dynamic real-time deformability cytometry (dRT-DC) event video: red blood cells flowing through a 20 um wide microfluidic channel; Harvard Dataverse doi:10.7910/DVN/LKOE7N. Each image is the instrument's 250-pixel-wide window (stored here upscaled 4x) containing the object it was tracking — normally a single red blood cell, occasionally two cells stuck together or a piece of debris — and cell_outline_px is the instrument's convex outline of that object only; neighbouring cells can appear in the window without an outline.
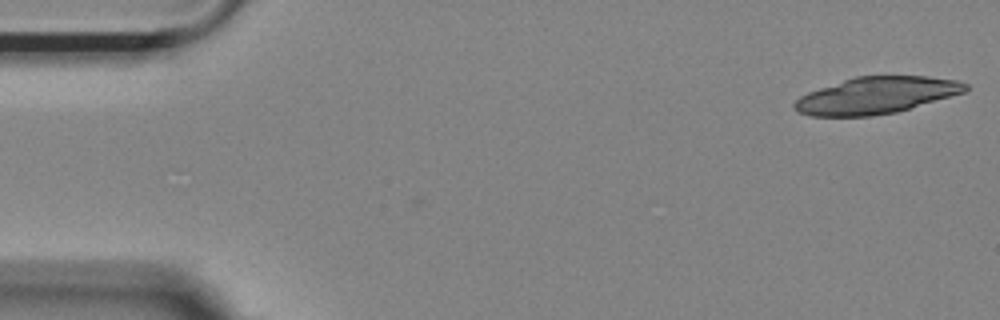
{"species": "Egyptian fruit bat (a non-hibernating species)", "species_latin": "Rousettus aegyptiacus", "temperature_condition": "room temperature", "stored_images_in_passage": 34, "camera_frame_rate_fps": 3000, "um_per_image_px": 0.085, "animal": {"sex": "female"}, "frame": {"image": 1, "passage_image": 1, "time_ms": 0.0, "image_size_px": [1000, 320], "cell_outline_px": [[968, 88], [964, 92], [896, 112], [872, 116], [812, 116], [800, 112], [792, 108], [792, 104], [800, 96], [808, 92], [856, 76], [924, 76], [956, 80], [968, 84]], "centroid_in_image_um": [74.46, 8.11], "position_along_channel_um": 10.5, "area_um2": 36.18}}
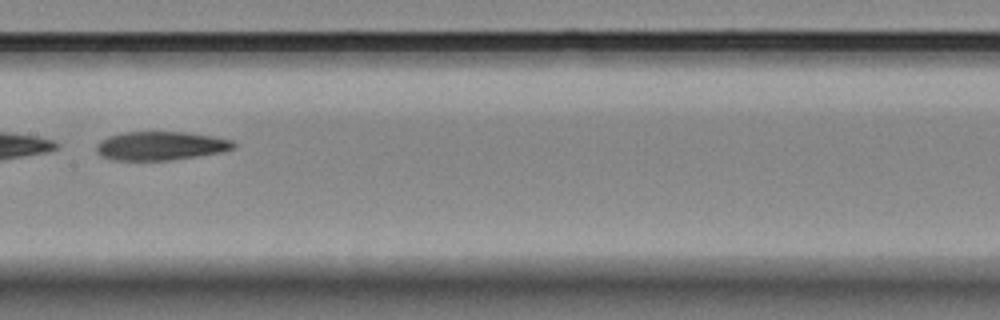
{"frame": {"image": 2, "passage_image": 26, "time_ms": 8.333, "image_size_px": [1000, 320], "cell_outline_px": [[236, 144], [232, 148], [220, 152], [196, 156], [168, 160], [112, 160], [100, 156], [96, 152], [96, 144], [100, 140], [108, 136], [120, 132], [184, 132], [212, 136], [232, 140]], "centroid_in_image_um": [13.57, 12.39], "position_along_channel_um": 193.8, "area_um2": 22.89}}
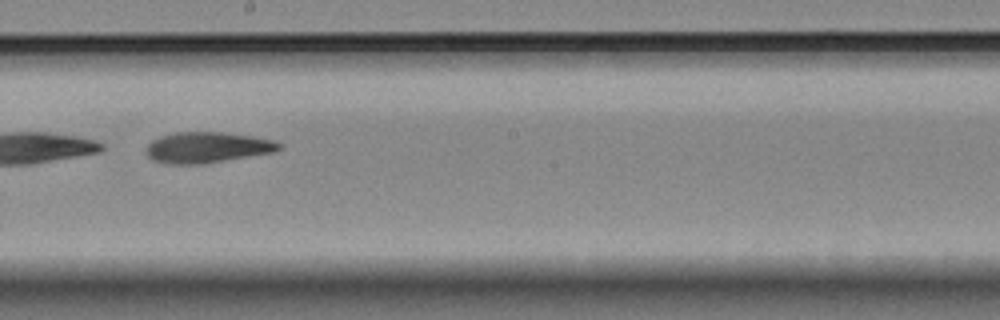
{"frame": {"image": 3, "passage_image": 29, "time_ms": 9.333, "image_size_px": [1000, 320], "cell_outline_px": [[280, 148], [272, 152], [204, 164], [168, 164], [152, 160], [148, 156], [148, 144], [152, 140], [160, 136], [176, 132], [220, 132], [252, 136], [276, 140], [280, 144]], "centroid_in_image_um": [17.6, 12.53], "position_along_channel_um": 230.6, "area_um2": 23.7}}